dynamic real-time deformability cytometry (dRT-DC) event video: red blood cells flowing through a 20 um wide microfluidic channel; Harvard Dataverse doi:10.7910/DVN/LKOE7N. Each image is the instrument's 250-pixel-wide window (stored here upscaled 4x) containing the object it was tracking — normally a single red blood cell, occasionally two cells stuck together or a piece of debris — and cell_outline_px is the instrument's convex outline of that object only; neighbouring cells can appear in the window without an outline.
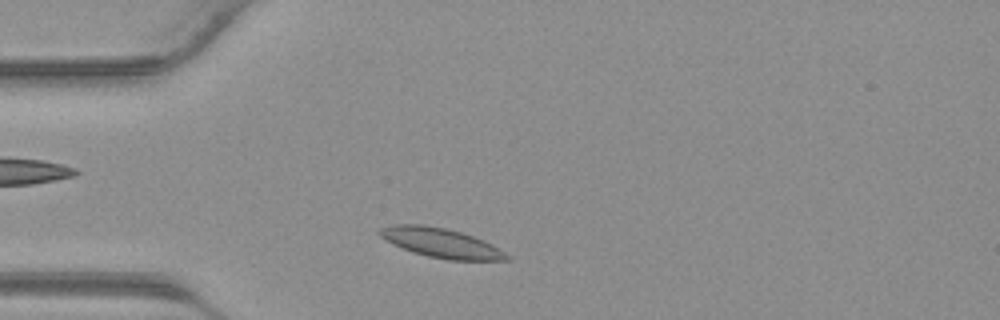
{"species": "common noctule bat (a hibernating species)", "species_latin": "Nyctalus noctula", "temperature_condition": "warm", "stored_images_in_passage": 29, "camera_frame_rate_fps": 3000, "um_per_image_px": 0.085, "animal": {"sex": "male", "body_mass_g": 23.1, "forearm_length_mm": 52.7}, "frame": {"image": 1, "passage_image": 3, "time_ms": 0.667, "image_size_px": [1000, 320], "cell_outline_px": [[512, 260], [448, 260], [428, 256], [412, 252], [392, 244], [380, 236], [376, 232], [380, 228], [396, 224], [424, 224], [444, 228], [460, 232], [484, 240], [500, 248], [512, 256]], "centroid_in_image_um": [37.52, 20.65], "position_along_channel_um": 47.5, "area_um2": 21.96}}
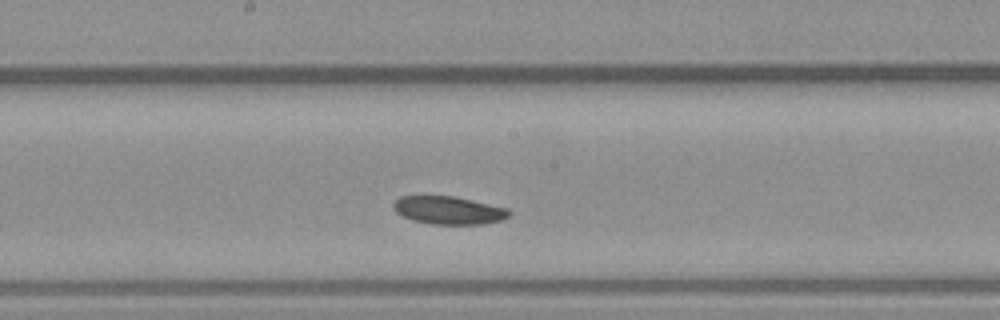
{"frame": {"image": 2, "passage_image": 14, "time_ms": 4.333, "image_size_px": [1000, 320], "cell_outline_px": [[512, 212], [508, 216], [500, 220], [480, 224], [432, 224], [412, 220], [396, 212], [392, 208], [392, 204], [400, 196], [452, 196], [472, 200], [508, 208]], "centroid_in_image_um": [38.11, 17.87], "position_along_channel_um": 210.1, "area_um2": 18.73}}
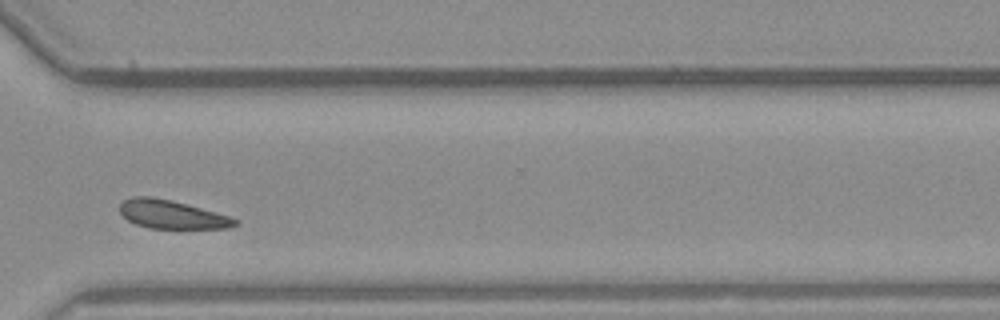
{"frame": {"image": 3, "passage_image": 23, "time_ms": 7.333, "image_size_px": [1000, 320], "cell_outline_px": [[240, 224], [228, 228], [148, 228], [136, 224], [128, 220], [120, 212], [120, 204], [124, 200], [132, 196], [148, 196], [172, 200], [232, 216], [240, 220]], "centroid_in_image_um": [14.66, 18.22], "position_along_channel_um": 355.9, "area_um2": 19.25}}